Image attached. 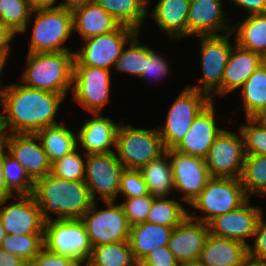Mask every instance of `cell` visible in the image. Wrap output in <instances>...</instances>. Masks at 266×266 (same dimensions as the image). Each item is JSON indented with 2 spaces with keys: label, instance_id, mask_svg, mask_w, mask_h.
<instances>
[{
  "label": "cell",
  "instance_id": "cell-27",
  "mask_svg": "<svg viewBox=\"0 0 266 266\" xmlns=\"http://www.w3.org/2000/svg\"><path fill=\"white\" fill-rule=\"evenodd\" d=\"M173 229L146 221L131 226L128 241L135 261L139 264L155 248L167 246Z\"/></svg>",
  "mask_w": 266,
  "mask_h": 266
},
{
  "label": "cell",
  "instance_id": "cell-40",
  "mask_svg": "<svg viewBox=\"0 0 266 266\" xmlns=\"http://www.w3.org/2000/svg\"><path fill=\"white\" fill-rule=\"evenodd\" d=\"M78 146L52 163L51 173L65 180L84 181L85 179V166L86 154L84 153L85 160L77 152Z\"/></svg>",
  "mask_w": 266,
  "mask_h": 266
},
{
  "label": "cell",
  "instance_id": "cell-56",
  "mask_svg": "<svg viewBox=\"0 0 266 266\" xmlns=\"http://www.w3.org/2000/svg\"><path fill=\"white\" fill-rule=\"evenodd\" d=\"M10 52V50H0V81H1V75H2V72L4 70V67L7 63V56H8V53ZM5 85H1V82H0V90L4 87Z\"/></svg>",
  "mask_w": 266,
  "mask_h": 266
},
{
  "label": "cell",
  "instance_id": "cell-45",
  "mask_svg": "<svg viewBox=\"0 0 266 266\" xmlns=\"http://www.w3.org/2000/svg\"><path fill=\"white\" fill-rule=\"evenodd\" d=\"M168 64L165 58L159 56L156 51L146 45V65L141 78H159L168 74Z\"/></svg>",
  "mask_w": 266,
  "mask_h": 266
},
{
  "label": "cell",
  "instance_id": "cell-50",
  "mask_svg": "<svg viewBox=\"0 0 266 266\" xmlns=\"http://www.w3.org/2000/svg\"><path fill=\"white\" fill-rule=\"evenodd\" d=\"M0 266H27V262L0 248Z\"/></svg>",
  "mask_w": 266,
  "mask_h": 266
},
{
  "label": "cell",
  "instance_id": "cell-10",
  "mask_svg": "<svg viewBox=\"0 0 266 266\" xmlns=\"http://www.w3.org/2000/svg\"><path fill=\"white\" fill-rule=\"evenodd\" d=\"M232 34V32H227L225 35L199 36L203 71V77L200 78L199 82L203 86L189 85L187 87L207 94L212 101H214L212 92L215 91V94L222 96V80L225 67L234 45L231 44L229 39Z\"/></svg>",
  "mask_w": 266,
  "mask_h": 266
},
{
  "label": "cell",
  "instance_id": "cell-7",
  "mask_svg": "<svg viewBox=\"0 0 266 266\" xmlns=\"http://www.w3.org/2000/svg\"><path fill=\"white\" fill-rule=\"evenodd\" d=\"M44 248L84 266L93 247L80 219H54L44 223Z\"/></svg>",
  "mask_w": 266,
  "mask_h": 266
},
{
  "label": "cell",
  "instance_id": "cell-11",
  "mask_svg": "<svg viewBox=\"0 0 266 266\" xmlns=\"http://www.w3.org/2000/svg\"><path fill=\"white\" fill-rule=\"evenodd\" d=\"M137 31L120 25L116 30L87 38L84 46L74 52L73 65H85L111 70L121 55L123 48Z\"/></svg>",
  "mask_w": 266,
  "mask_h": 266
},
{
  "label": "cell",
  "instance_id": "cell-17",
  "mask_svg": "<svg viewBox=\"0 0 266 266\" xmlns=\"http://www.w3.org/2000/svg\"><path fill=\"white\" fill-rule=\"evenodd\" d=\"M36 134L12 133L3 140V144L26 171L30 179L35 182L51 173L52 163L44 151Z\"/></svg>",
  "mask_w": 266,
  "mask_h": 266
},
{
  "label": "cell",
  "instance_id": "cell-14",
  "mask_svg": "<svg viewBox=\"0 0 266 266\" xmlns=\"http://www.w3.org/2000/svg\"><path fill=\"white\" fill-rule=\"evenodd\" d=\"M238 132L223 129L215 138L205 158L211 177L240 178L245 151L241 131Z\"/></svg>",
  "mask_w": 266,
  "mask_h": 266
},
{
  "label": "cell",
  "instance_id": "cell-8",
  "mask_svg": "<svg viewBox=\"0 0 266 266\" xmlns=\"http://www.w3.org/2000/svg\"><path fill=\"white\" fill-rule=\"evenodd\" d=\"M211 101L207 94L189 87L177 96L167 113L165 125L157 128L165 150L174 149L181 142L192 122Z\"/></svg>",
  "mask_w": 266,
  "mask_h": 266
},
{
  "label": "cell",
  "instance_id": "cell-37",
  "mask_svg": "<svg viewBox=\"0 0 266 266\" xmlns=\"http://www.w3.org/2000/svg\"><path fill=\"white\" fill-rule=\"evenodd\" d=\"M0 248L28 262L44 248V234H7Z\"/></svg>",
  "mask_w": 266,
  "mask_h": 266
},
{
  "label": "cell",
  "instance_id": "cell-15",
  "mask_svg": "<svg viewBox=\"0 0 266 266\" xmlns=\"http://www.w3.org/2000/svg\"><path fill=\"white\" fill-rule=\"evenodd\" d=\"M165 151L171 159L174 189L183 193L181 200L190 205L211 178L205 159L175 149Z\"/></svg>",
  "mask_w": 266,
  "mask_h": 266
},
{
  "label": "cell",
  "instance_id": "cell-49",
  "mask_svg": "<svg viewBox=\"0 0 266 266\" xmlns=\"http://www.w3.org/2000/svg\"><path fill=\"white\" fill-rule=\"evenodd\" d=\"M5 157V146L2 142H0V202L6 199H10L14 197V193L8 188L6 185V179L3 175V163Z\"/></svg>",
  "mask_w": 266,
  "mask_h": 266
},
{
  "label": "cell",
  "instance_id": "cell-52",
  "mask_svg": "<svg viewBox=\"0 0 266 266\" xmlns=\"http://www.w3.org/2000/svg\"><path fill=\"white\" fill-rule=\"evenodd\" d=\"M91 1L93 0H66L65 2L57 5L56 7L64 8V9H68L72 11L73 9L83 6Z\"/></svg>",
  "mask_w": 266,
  "mask_h": 266
},
{
  "label": "cell",
  "instance_id": "cell-9",
  "mask_svg": "<svg viewBox=\"0 0 266 266\" xmlns=\"http://www.w3.org/2000/svg\"><path fill=\"white\" fill-rule=\"evenodd\" d=\"M96 202L80 218L92 247L128 241L131 226L121 205H116L115 200L104 201L107 208L98 211Z\"/></svg>",
  "mask_w": 266,
  "mask_h": 266
},
{
  "label": "cell",
  "instance_id": "cell-58",
  "mask_svg": "<svg viewBox=\"0 0 266 266\" xmlns=\"http://www.w3.org/2000/svg\"><path fill=\"white\" fill-rule=\"evenodd\" d=\"M178 266H206V265L203 264L199 259H197V260L180 262Z\"/></svg>",
  "mask_w": 266,
  "mask_h": 266
},
{
  "label": "cell",
  "instance_id": "cell-33",
  "mask_svg": "<svg viewBox=\"0 0 266 266\" xmlns=\"http://www.w3.org/2000/svg\"><path fill=\"white\" fill-rule=\"evenodd\" d=\"M129 241L109 243L92 248L84 266H136Z\"/></svg>",
  "mask_w": 266,
  "mask_h": 266
},
{
  "label": "cell",
  "instance_id": "cell-31",
  "mask_svg": "<svg viewBox=\"0 0 266 266\" xmlns=\"http://www.w3.org/2000/svg\"><path fill=\"white\" fill-rule=\"evenodd\" d=\"M120 25L140 30L147 16L148 0H95Z\"/></svg>",
  "mask_w": 266,
  "mask_h": 266
},
{
  "label": "cell",
  "instance_id": "cell-18",
  "mask_svg": "<svg viewBox=\"0 0 266 266\" xmlns=\"http://www.w3.org/2000/svg\"><path fill=\"white\" fill-rule=\"evenodd\" d=\"M248 198L237 209L219 215L208 223L209 233L240 241L246 245V238L253 237L261 208L249 205Z\"/></svg>",
  "mask_w": 266,
  "mask_h": 266
},
{
  "label": "cell",
  "instance_id": "cell-16",
  "mask_svg": "<svg viewBox=\"0 0 266 266\" xmlns=\"http://www.w3.org/2000/svg\"><path fill=\"white\" fill-rule=\"evenodd\" d=\"M19 201L2 206L9 199L0 202V222L6 234H44V221L40 208L32 194L15 195Z\"/></svg>",
  "mask_w": 266,
  "mask_h": 266
},
{
  "label": "cell",
  "instance_id": "cell-55",
  "mask_svg": "<svg viewBox=\"0 0 266 266\" xmlns=\"http://www.w3.org/2000/svg\"><path fill=\"white\" fill-rule=\"evenodd\" d=\"M32 7L35 8H46V7H55L54 3L57 0H28Z\"/></svg>",
  "mask_w": 266,
  "mask_h": 266
},
{
  "label": "cell",
  "instance_id": "cell-19",
  "mask_svg": "<svg viewBox=\"0 0 266 266\" xmlns=\"http://www.w3.org/2000/svg\"><path fill=\"white\" fill-rule=\"evenodd\" d=\"M214 103L211 101L195 118L181 142L174 148L180 153L205 159L217 135Z\"/></svg>",
  "mask_w": 266,
  "mask_h": 266
},
{
  "label": "cell",
  "instance_id": "cell-13",
  "mask_svg": "<svg viewBox=\"0 0 266 266\" xmlns=\"http://www.w3.org/2000/svg\"><path fill=\"white\" fill-rule=\"evenodd\" d=\"M125 170L115 152L86 155L85 179L94 201L97 193L103 201L115 200L119 193L120 178Z\"/></svg>",
  "mask_w": 266,
  "mask_h": 266
},
{
  "label": "cell",
  "instance_id": "cell-34",
  "mask_svg": "<svg viewBox=\"0 0 266 266\" xmlns=\"http://www.w3.org/2000/svg\"><path fill=\"white\" fill-rule=\"evenodd\" d=\"M240 181L246 195H266V156L245 155Z\"/></svg>",
  "mask_w": 266,
  "mask_h": 266
},
{
  "label": "cell",
  "instance_id": "cell-24",
  "mask_svg": "<svg viewBox=\"0 0 266 266\" xmlns=\"http://www.w3.org/2000/svg\"><path fill=\"white\" fill-rule=\"evenodd\" d=\"M248 255V245L209 233L199 260L206 266H240Z\"/></svg>",
  "mask_w": 266,
  "mask_h": 266
},
{
  "label": "cell",
  "instance_id": "cell-22",
  "mask_svg": "<svg viewBox=\"0 0 266 266\" xmlns=\"http://www.w3.org/2000/svg\"><path fill=\"white\" fill-rule=\"evenodd\" d=\"M94 115L96 117L86 120L76 133L77 146L79 144L86 155L114 152L110 147H115L120 125L113 123L109 117L101 116L100 113Z\"/></svg>",
  "mask_w": 266,
  "mask_h": 266
},
{
  "label": "cell",
  "instance_id": "cell-53",
  "mask_svg": "<svg viewBox=\"0 0 266 266\" xmlns=\"http://www.w3.org/2000/svg\"><path fill=\"white\" fill-rule=\"evenodd\" d=\"M240 266H266V259L255 258L248 254Z\"/></svg>",
  "mask_w": 266,
  "mask_h": 266
},
{
  "label": "cell",
  "instance_id": "cell-36",
  "mask_svg": "<svg viewBox=\"0 0 266 266\" xmlns=\"http://www.w3.org/2000/svg\"><path fill=\"white\" fill-rule=\"evenodd\" d=\"M33 9L28 0H0V21L16 34L24 33L32 20Z\"/></svg>",
  "mask_w": 266,
  "mask_h": 266
},
{
  "label": "cell",
  "instance_id": "cell-42",
  "mask_svg": "<svg viewBox=\"0 0 266 266\" xmlns=\"http://www.w3.org/2000/svg\"><path fill=\"white\" fill-rule=\"evenodd\" d=\"M154 198L155 197L148 193L144 196L124 199V202L120 205L130 226H134L146 221Z\"/></svg>",
  "mask_w": 266,
  "mask_h": 266
},
{
  "label": "cell",
  "instance_id": "cell-30",
  "mask_svg": "<svg viewBox=\"0 0 266 266\" xmlns=\"http://www.w3.org/2000/svg\"><path fill=\"white\" fill-rule=\"evenodd\" d=\"M236 30V31H235ZM236 33L235 42L240 47L266 55V14L250 15L232 28Z\"/></svg>",
  "mask_w": 266,
  "mask_h": 266
},
{
  "label": "cell",
  "instance_id": "cell-57",
  "mask_svg": "<svg viewBox=\"0 0 266 266\" xmlns=\"http://www.w3.org/2000/svg\"><path fill=\"white\" fill-rule=\"evenodd\" d=\"M254 119L266 128V109L262 110Z\"/></svg>",
  "mask_w": 266,
  "mask_h": 266
},
{
  "label": "cell",
  "instance_id": "cell-28",
  "mask_svg": "<svg viewBox=\"0 0 266 266\" xmlns=\"http://www.w3.org/2000/svg\"><path fill=\"white\" fill-rule=\"evenodd\" d=\"M165 151L156 159L150 161L139 171L146 183L148 193L155 197H167L172 190L174 191L173 173L171 162Z\"/></svg>",
  "mask_w": 266,
  "mask_h": 266
},
{
  "label": "cell",
  "instance_id": "cell-29",
  "mask_svg": "<svg viewBox=\"0 0 266 266\" xmlns=\"http://www.w3.org/2000/svg\"><path fill=\"white\" fill-rule=\"evenodd\" d=\"M35 134L51 163L63 158L77 147L76 133L63 124L42 128Z\"/></svg>",
  "mask_w": 266,
  "mask_h": 266
},
{
  "label": "cell",
  "instance_id": "cell-54",
  "mask_svg": "<svg viewBox=\"0 0 266 266\" xmlns=\"http://www.w3.org/2000/svg\"><path fill=\"white\" fill-rule=\"evenodd\" d=\"M0 104L4 109V101H3L1 90H0ZM6 130L7 129L5 125V115L0 114V142H3L5 137L8 135V132Z\"/></svg>",
  "mask_w": 266,
  "mask_h": 266
},
{
  "label": "cell",
  "instance_id": "cell-39",
  "mask_svg": "<svg viewBox=\"0 0 266 266\" xmlns=\"http://www.w3.org/2000/svg\"><path fill=\"white\" fill-rule=\"evenodd\" d=\"M3 175L6 185L15 194H32L34 182L26 174L24 167L5 149Z\"/></svg>",
  "mask_w": 266,
  "mask_h": 266
},
{
  "label": "cell",
  "instance_id": "cell-23",
  "mask_svg": "<svg viewBox=\"0 0 266 266\" xmlns=\"http://www.w3.org/2000/svg\"><path fill=\"white\" fill-rule=\"evenodd\" d=\"M233 48L222 80L223 96L242 87L246 80L263 63L262 55L242 48L236 42Z\"/></svg>",
  "mask_w": 266,
  "mask_h": 266
},
{
  "label": "cell",
  "instance_id": "cell-41",
  "mask_svg": "<svg viewBox=\"0 0 266 266\" xmlns=\"http://www.w3.org/2000/svg\"><path fill=\"white\" fill-rule=\"evenodd\" d=\"M247 124L239 129L244 140L245 155L266 156V128L254 118H246Z\"/></svg>",
  "mask_w": 266,
  "mask_h": 266
},
{
  "label": "cell",
  "instance_id": "cell-4",
  "mask_svg": "<svg viewBox=\"0 0 266 266\" xmlns=\"http://www.w3.org/2000/svg\"><path fill=\"white\" fill-rule=\"evenodd\" d=\"M34 24L28 53L70 51L62 46L73 30L71 10L59 7L33 9Z\"/></svg>",
  "mask_w": 266,
  "mask_h": 266
},
{
  "label": "cell",
  "instance_id": "cell-6",
  "mask_svg": "<svg viewBox=\"0 0 266 266\" xmlns=\"http://www.w3.org/2000/svg\"><path fill=\"white\" fill-rule=\"evenodd\" d=\"M115 150L125 169L140 170L165 152L158 129H139L120 124Z\"/></svg>",
  "mask_w": 266,
  "mask_h": 266
},
{
  "label": "cell",
  "instance_id": "cell-51",
  "mask_svg": "<svg viewBox=\"0 0 266 266\" xmlns=\"http://www.w3.org/2000/svg\"><path fill=\"white\" fill-rule=\"evenodd\" d=\"M16 33L0 21V50H10V41Z\"/></svg>",
  "mask_w": 266,
  "mask_h": 266
},
{
  "label": "cell",
  "instance_id": "cell-32",
  "mask_svg": "<svg viewBox=\"0 0 266 266\" xmlns=\"http://www.w3.org/2000/svg\"><path fill=\"white\" fill-rule=\"evenodd\" d=\"M241 98L247 118L266 109V65L262 63L242 86Z\"/></svg>",
  "mask_w": 266,
  "mask_h": 266
},
{
  "label": "cell",
  "instance_id": "cell-5",
  "mask_svg": "<svg viewBox=\"0 0 266 266\" xmlns=\"http://www.w3.org/2000/svg\"><path fill=\"white\" fill-rule=\"evenodd\" d=\"M249 197L246 195L239 178L211 177L201 193L190 206L206 215L188 214L191 218L208 224L215 217L237 209Z\"/></svg>",
  "mask_w": 266,
  "mask_h": 266
},
{
  "label": "cell",
  "instance_id": "cell-59",
  "mask_svg": "<svg viewBox=\"0 0 266 266\" xmlns=\"http://www.w3.org/2000/svg\"><path fill=\"white\" fill-rule=\"evenodd\" d=\"M6 235L7 234L5 232V229L3 228V225L0 222V244H1L2 240L5 238Z\"/></svg>",
  "mask_w": 266,
  "mask_h": 266
},
{
  "label": "cell",
  "instance_id": "cell-25",
  "mask_svg": "<svg viewBox=\"0 0 266 266\" xmlns=\"http://www.w3.org/2000/svg\"><path fill=\"white\" fill-rule=\"evenodd\" d=\"M72 14L73 30L78 31L84 40L112 32L120 26L95 0L73 9Z\"/></svg>",
  "mask_w": 266,
  "mask_h": 266
},
{
  "label": "cell",
  "instance_id": "cell-26",
  "mask_svg": "<svg viewBox=\"0 0 266 266\" xmlns=\"http://www.w3.org/2000/svg\"><path fill=\"white\" fill-rule=\"evenodd\" d=\"M191 0H159L152 19L172 39L187 37V18Z\"/></svg>",
  "mask_w": 266,
  "mask_h": 266
},
{
  "label": "cell",
  "instance_id": "cell-12",
  "mask_svg": "<svg viewBox=\"0 0 266 266\" xmlns=\"http://www.w3.org/2000/svg\"><path fill=\"white\" fill-rule=\"evenodd\" d=\"M111 70L93 66L73 65L74 101L92 114L100 113L109 102Z\"/></svg>",
  "mask_w": 266,
  "mask_h": 266
},
{
  "label": "cell",
  "instance_id": "cell-35",
  "mask_svg": "<svg viewBox=\"0 0 266 266\" xmlns=\"http://www.w3.org/2000/svg\"><path fill=\"white\" fill-rule=\"evenodd\" d=\"M167 198H154L146 222L166 227H175L189 214V211L176 200Z\"/></svg>",
  "mask_w": 266,
  "mask_h": 266
},
{
  "label": "cell",
  "instance_id": "cell-3",
  "mask_svg": "<svg viewBox=\"0 0 266 266\" xmlns=\"http://www.w3.org/2000/svg\"><path fill=\"white\" fill-rule=\"evenodd\" d=\"M73 51L28 53L21 76L23 85L66 96L72 87Z\"/></svg>",
  "mask_w": 266,
  "mask_h": 266
},
{
  "label": "cell",
  "instance_id": "cell-47",
  "mask_svg": "<svg viewBox=\"0 0 266 266\" xmlns=\"http://www.w3.org/2000/svg\"><path fill=\"white\" fill-rule=\"evenodd\" d=\"M263 219L261 212L253 235L254 246L248 245V254L259 259H266V221Z\"/></svg>",
  "mask_w": 266,
  "mask_h": 266
},
{
  "label": "cell",
  "instance_id": "cell-46",
  "mask_svg": "<svg viewBox=\"0 0 266 266\" xmlns=\"http://www.w3.org/2000/svg\"><path fill=\"white\" fill-rule=\"evenodd\" d=\"M141 266H178L179 262L167 246L157 247L139 263Z\"/></svg>",
  "mask_w": 266,
  "mask_h": 266
},
{
  "label": "cell",
  "instance_id": "cell-38",
  "mask_svg": "<svg viewBox=\"0 0 266 266\" xmlns=\"http://www.w3.org/2000/svg\"><path fill=\"white\" fill-rule=\"evenodd\" d=\"M130 47L122 50L115 68L120 72H128L141 77L146 65V45H140L139 32L130 39Z\"/></svg>",
  "mask_w": 266,
  "mask_h": 266
},
{
  "label": "cell",
  "instance_id": "cell-60",
  "mask_svg": "<svg viewBox=\"0 0 266 266\" xmlns=\"http://www.w3.org/2000/svg\"><path fill=\"white\" fill-rule=\"evenodd\" d=\"M263 63L266 65V55L263 57Z\"/></svg>",
  "mask_w": 266,
  "mask_h": 266
},
{
  "label": "cell",
  "instance_id": "cell-48",
  "mask_svg": "<svg viewBox=\"0 0 266 266\" xmlns=\"http://www.w3.org/2000/svg\"><path fill=\"white\" fill-rule=\"evenodd\" d=\"M235 5L246 9L248 15L266 14V0H231Z\"/></svg>",
  "mask_w": 266,
  "mask_h": 266
},
{
  "label": "cell",
  "instance_id": "cell-2",
  "mask_svg": "<svg viewBox=\"0 0 266 266\" xmlns=\"http://www.w3.org/2000/svg\"><path fill=\"white\" fill-rule=\"evenodd\" d=\"M32 195L44 222L80 219L94 202L84 181L61 179L52 173L34 182ZM49 213L57 217L51 218Z\"/></svg>",
  "mask_w": 266,
  "mask_h": 266
},
{
  "label": "cell",
  "instance_id": "cell-21",
  "mask_svg": "<svg viewBox=\"0 0 266 266\" xmlns=\"http://www.w3.org/2000/svg\"><path fill=\"white\" fill-rule=\"evenodd\" d=\"M222 0H191L187 18V36H217L232 32L224 15ZM227 22V23H226Z\"/></svg>",
  "mask_w": 266,
  "mask_h": 266
},
{
  "label": "cell",
  "instance_id": "cell-20",
  "mask_svg": "<svg viewBox=\"0 0 266 266\" xmlns=\"http://www.w3.org/2000/svg\"><path fill=\"white\" fill-rule=\"evenodd\" d=\"M208 235V224L187 215L174 227L167 247L179 263L197 260L200 258Z\"/></svg>",
  "mask_w": 266,
  "mask_h": 266
},
{
  "label": "cell",
  "instance_id": "cell-43",
  "mask_svg": "<svg viewBox=\"0 0 266 266\" xmlns=\"http://www.w3.org/2000/svg\"><path fill=\"white\" fill-rule=\"evenodd\" d=\"M118 194H123L124 198H134L148 194L146 183L139 170L125 169L122 172Z\"/></svg>",
  "mask_w": 266,
  "mask_h": 266
},
{
  "label": "cell",
  "instance_id": "cell-44",
  "mask_svg": "<svg viewBox=\"0 0 266 266\" xmlns=\"http://www.w3.org/2000/svg\"><path fill=\"white\" fill-rule=\"evenodd\" d=\"M27 266H81L71 257L57 255L43 248L27 262Z\"/></svg>",
  "mask_w": 266,
  "mask_h": 266
},
{
  "label": "cell",
  "instance_id": "cell-1",
  "mask_svg": "<svg viewBox=\"0 0 266 266\" xmlns=\"http://www.w3.org/2000/svg\"><path fill=\"white\" fill-rule=\"evenodd\" d=\"M4 101L5 125L8 134H35L42 128L59 124L57 110L65 96L12 83L1 89Z\"/></svg>",
  "mask_w": 266,
  "mask_h": 266
}]
</instances>
